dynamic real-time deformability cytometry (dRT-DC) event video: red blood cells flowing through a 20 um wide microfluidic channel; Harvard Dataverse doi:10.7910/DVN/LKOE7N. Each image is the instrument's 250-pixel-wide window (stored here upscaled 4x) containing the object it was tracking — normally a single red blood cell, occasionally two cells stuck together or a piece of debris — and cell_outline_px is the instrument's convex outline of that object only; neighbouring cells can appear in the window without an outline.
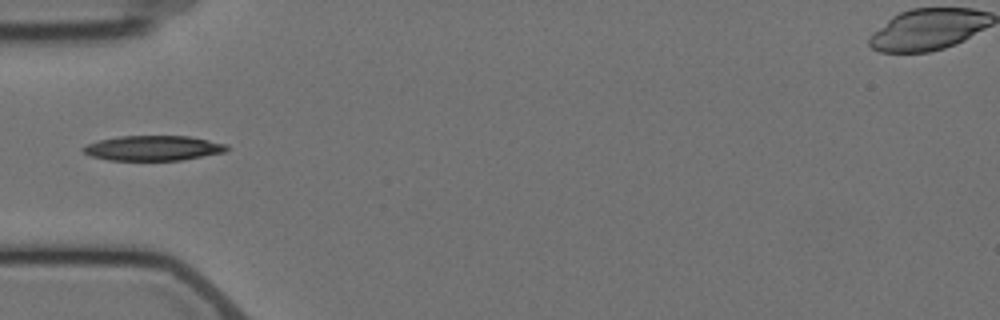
{"species": "Egyptian fruit bat (a non-hibernating species)", "species_latin": "Rousettus aegyptiacus", "temperature_condition": "cold", "stored_images_in_passage": 4, "camera_frame_rate_fps": 3000, "um_per_image_px": 0.085, "animal": {"sex": "female"}, "frame": {"image": 1, "passage_image": 4, "time_ms": 4.333, "image_size_px": [1000, 320], "cell_outline_px": [[232, 148], [224, 152], [180, 160], [108, 160], [92, 156], [84, 152], [80, 148], [88, 144], [100, 140], [120, 136], [188, 136], [228, 144]], "centroid_in_image_um": [13.05, 12.58], "position_along_channel_um": 72.0, "area_um2": 20.81}}